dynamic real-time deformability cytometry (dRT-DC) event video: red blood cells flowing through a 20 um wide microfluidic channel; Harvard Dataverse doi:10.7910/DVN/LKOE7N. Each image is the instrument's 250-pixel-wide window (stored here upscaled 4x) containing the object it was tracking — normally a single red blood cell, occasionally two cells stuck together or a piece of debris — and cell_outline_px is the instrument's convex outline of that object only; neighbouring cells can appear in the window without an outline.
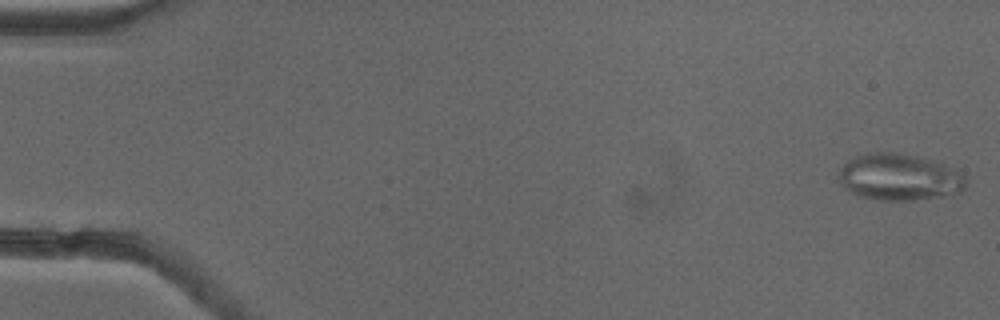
{"species": "common noctule bat (a hibernating species)", "species_latin": "Nyctalus noctula", "temperature_condition": "cold", "stored_images_in_passage": 53, "camera_frame_rate_fps": 3000, "um_per_image_px": 0.085, "animal": {"sex": "female"}, "frame": {"image": 1, "passage_image": 1, "time_ms": 0.0, "image_size_px": [1000, 320], "cell_outline_px": [[964, 188], [960, 192], [936, 196], [908, 200], [880, 200], [860, 196], [844, 188], [840, 180], [840, 168], [848, 160], [856, 156], [868, 152], [896, 152], [916, 156], [932, 160], [960, 168], [964, 176]], "centroid_in_image_um": [76.45, 15.03], "position_along_channel_um": 8.6, "area_um2": 34.39}, "authors_computed_cell_mechanics": {"area_um2": 25.8944, "velocity_mm_per_s": 3.8881, "shape_relaxation_time_tau1_ms": null, "shape_relaxation_time_tau2_ms": 2.0398, "deformation_change_tau1": null, "deformation_change_tau2": 0.1069}}